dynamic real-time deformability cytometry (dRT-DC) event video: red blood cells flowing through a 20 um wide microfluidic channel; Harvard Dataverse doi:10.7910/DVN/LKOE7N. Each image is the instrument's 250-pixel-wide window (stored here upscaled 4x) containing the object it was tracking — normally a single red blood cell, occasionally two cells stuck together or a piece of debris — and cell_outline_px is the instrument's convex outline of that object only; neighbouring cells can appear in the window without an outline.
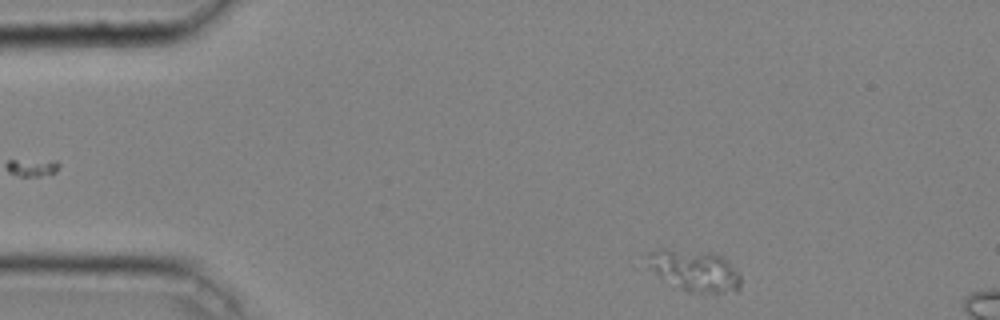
{"species": "common noctule bat (a hibernating species)", "species_latin": "Nyctalus noctula", "temperature_condition": "cold", "stored_images_in_passage": 7, "camera_frame_rate_fps": 3000, "um_per_image_px": 0.085, "animal": {"sex": "male", "body_mass_g": 20.4}, "frame": {"image": 1, "passage_image": 1, "time_ms": 0.0, "image_size_px": [1000, 320], "cell_outline_px": [[740, 288], [736, 292], [688, 292], [660, 276], [648, 268], [648, 252], [660, 248], [664, 248], [712, 252], [720, 256], [740, 272]], "centroid_in_image_um": [59.06, 22.97], "position_along_channel_um": 25.9, "area_um2": 22.31}}